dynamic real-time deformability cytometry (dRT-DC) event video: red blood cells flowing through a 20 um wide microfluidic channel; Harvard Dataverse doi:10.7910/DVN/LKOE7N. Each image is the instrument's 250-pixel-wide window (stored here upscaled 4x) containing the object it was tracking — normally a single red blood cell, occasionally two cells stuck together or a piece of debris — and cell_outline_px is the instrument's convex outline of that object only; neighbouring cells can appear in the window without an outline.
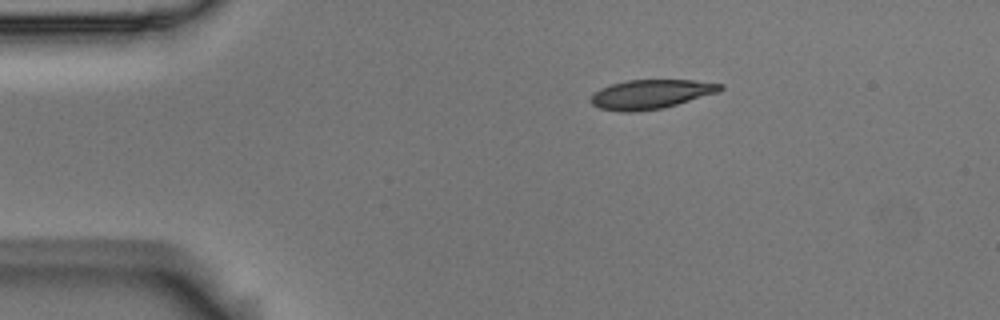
{"species": "Egyptian fruit bat (a non-hibernating species)", "species_latin": "Rousettus aegyptiacus", "temperature_condition": "room temperature", "stored_images_in_passage": 4, "camera_frame_rate_fps": 3000, "um_per_image_px": 0.085, "animal": {"sex": "male"}, "frame": {"image": 1, "passage_image": 1, "time_ms": 0.0, "image_size_px": [1000, 320], "cell_outline_px": [[724, 88], [716, 92], [664, 108], [636, 112], [620, 112], [600, 108], [592, 104], [588, 100], [600, 88], [612, 84], [628, 80], [696, 80], [724, 84]], "centroid_in_image_um": [55.3, 8.01], "position_along_channel_um": 29.7, "area_um2": 21.96}}
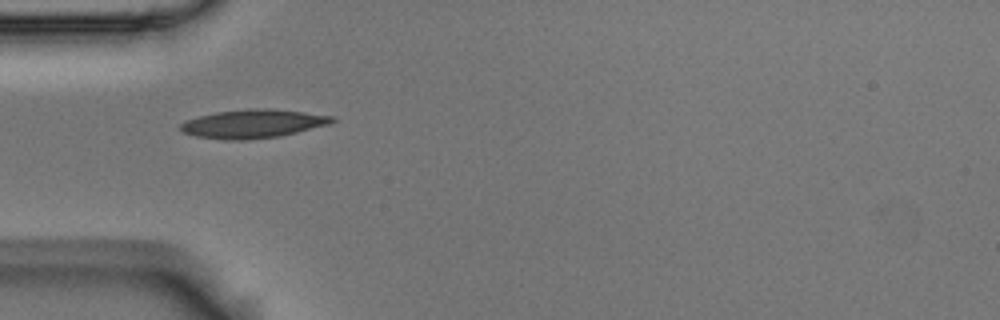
{"frame": {"image": 2, "passage_image": 3, "time_ms": 0.667, "image_size_px": [1000, 320], "cell_outline_px": [[336, 120], [332, 124], [280, 136], [244, 140], [224, 140], [196, 136], [184, 132], [180, 128], [180, 124], [184, 120], [216, 112], [248, 108], [264, 108], [304, 112], [336, 116]], "centroid_in_image_um": [21.54, 10.51], "position_along_channel_um": 63.5, "area_um2": 25.37}}
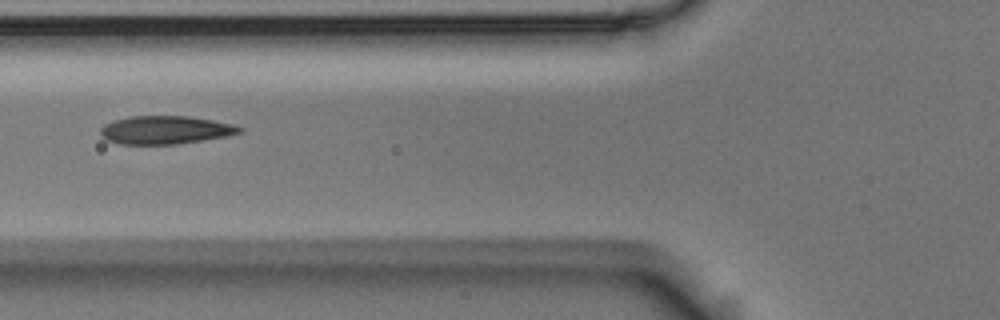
{"frame": {"image": 3, "passage_image": 4, "time_ms": 1.0, "image_size_px": [1000, 320], "cell_outline_px": [[244, 132], [228, 136], [176, 144], [120, 144], [104, 140], [100, 136], [100, 128], [104, 124], [112, 120], [128, 116], [188, 116], [212, 120], [232, 124], [244, 128]], "centroid_in_image_um": [14.02, 11.05], "position_along_channel_um": 111.8, "area_um2": 23.12}}